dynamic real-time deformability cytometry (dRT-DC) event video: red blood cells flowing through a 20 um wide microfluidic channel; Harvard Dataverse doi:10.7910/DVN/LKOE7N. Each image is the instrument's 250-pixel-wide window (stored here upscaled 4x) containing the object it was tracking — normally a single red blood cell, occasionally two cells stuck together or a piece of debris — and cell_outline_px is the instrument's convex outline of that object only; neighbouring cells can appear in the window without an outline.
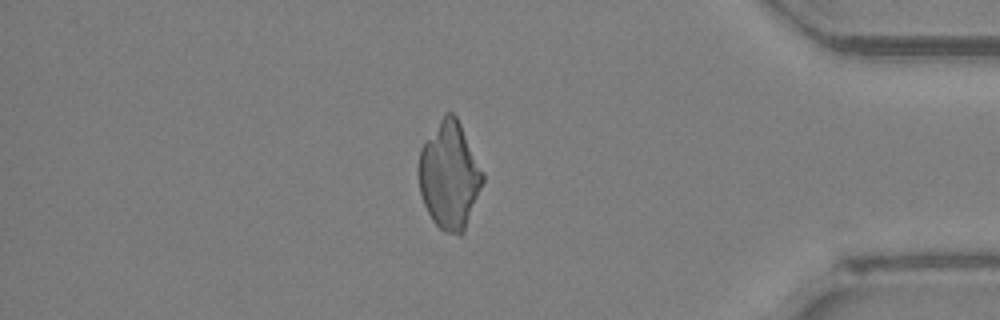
{"species": "Egyptian fruit bat (a non-hibernating species)", "species_latin": "Rousettus aegyptiacus", "temperature_condition": "room temperature", "stored_images_in_passage": 49, "camera_frame_rate_fps": 3000, "um_per_image_px": 0.085, "animal": {"sex": "female"}, "frame": {"image": 1, "passage_image": 42, "time_ms": 13.667, "image_size_px": [1000, 320], "cell_outline_px": [[484, 180], [464, 232], [460, 236], [444, 232], [432, 220], [424, 204], [420, 192], [420, 148], [444, 112], [452, 112], [456, 116], [484, 172]], "centroid_in_image_um": [38.21, 14.92], "position_along_channel_um": 397.0, "area_um2": 39.71}}
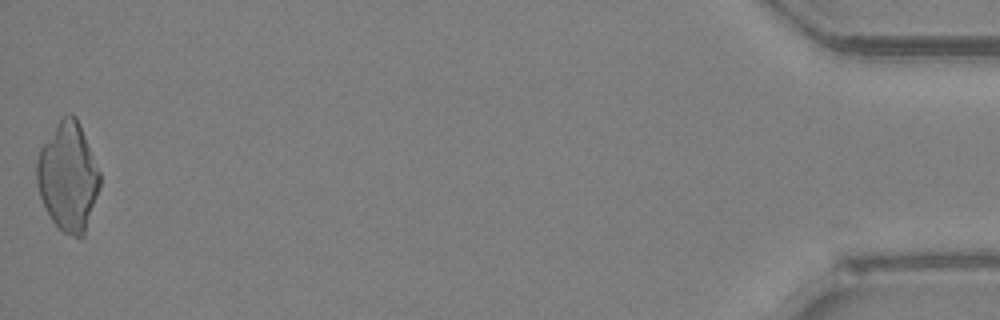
{"frame": {"image": 2, "passage_image": 49, "time_ms": 16.0, "image_size_px": [1000, 320], "cell_outline_px": [[100, 188], [84, 236], [80, 240], [64, 232], [52, 220], [40, 196], [36, 184], [36, 160], [40, 148], [60, 116], [68, 112], [72, 112], [76, 116], [80, 124], [100, 172]], "centroid_in_image_um": [5.78, 14.99], "position_along_channel_um": 429.4, "area_um2": 40.29}}